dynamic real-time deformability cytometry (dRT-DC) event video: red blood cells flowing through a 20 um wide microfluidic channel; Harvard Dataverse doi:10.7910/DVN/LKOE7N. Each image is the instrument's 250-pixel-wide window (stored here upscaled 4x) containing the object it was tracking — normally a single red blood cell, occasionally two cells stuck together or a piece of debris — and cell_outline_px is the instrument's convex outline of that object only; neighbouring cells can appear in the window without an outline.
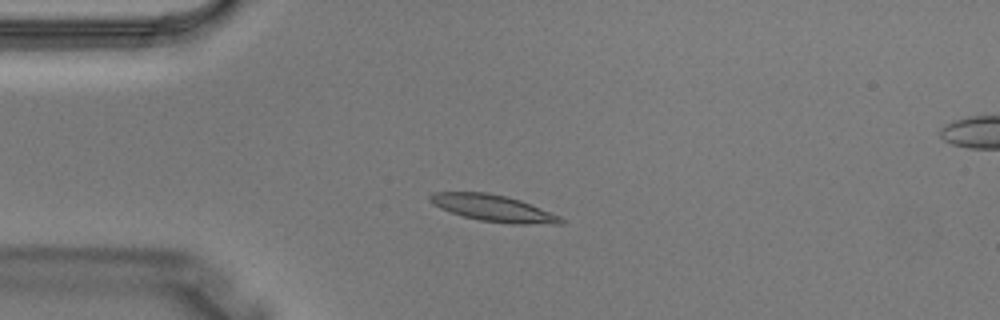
{"species": "Egyptian fruit bat (a non-hibernating species)", "species_latin": "Rousettus aegyptiacus", "temperature_condition": "warm", "stored_images_in_passage": 3, "camera_frame_rate_fps": 3000, "um_per_image_px": 0.085, "animal": {"sex": "male"}, "frame": {"image": 1, "passage_image": 2, "time_ms": 0.333, "image_size_px": [1000, 320], "cell_outline_px": [[564, 224], [512, 224], [480, 220], [464, 216], [440, 208], [432, 204], [428, 200], [428, 196], [432, 192], [488, 192], [520, 200], [560, 216], [564, 220]], "centroid_in_image_um": [41.91, 17.69], "position_along_channel_um": 43.1, "area_um2": 20.17}}